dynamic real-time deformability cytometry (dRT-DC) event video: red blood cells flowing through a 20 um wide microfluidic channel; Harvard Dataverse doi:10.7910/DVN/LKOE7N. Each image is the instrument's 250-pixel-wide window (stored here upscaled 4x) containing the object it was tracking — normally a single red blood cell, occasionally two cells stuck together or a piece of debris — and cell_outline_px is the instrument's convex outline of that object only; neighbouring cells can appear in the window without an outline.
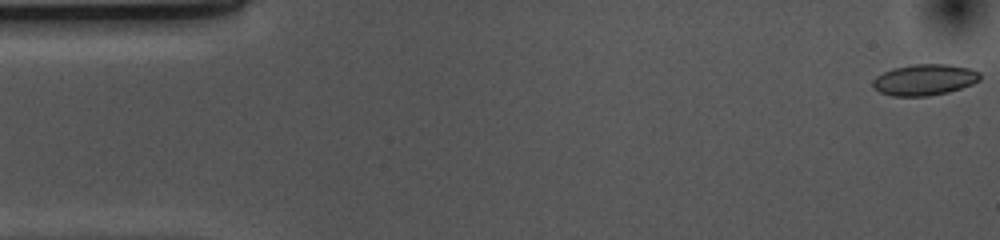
{"species": "common noctule bat (a hibernating species)", "species_latin": "Nyctalus noctula", "temperature_condition": "cold", "stored_images_in_passage": 53, "camera_frame_rate_fps": 3000, "um_per_image_px": 0.085, "animal": {"sex": "female", "body_mass_g": 10.0, "forearm_length_mm": 53.1}, "frame": {"image": 1, "passage_image": 1, "time_ms": 0.0, "image_size_px": [1000, 240], "cell_outline_px": [[980, 80], [972, 84], [948, 92], [928, 96], [892, 96], [880, 92], [872, 88], [872, 80], [876, 76], [892, 68], [916, 64], [948, 64], [968, 68], [980, 72]], "centroid_in_image_um": [78.55, 6.78], "position_along_channel_um": 6.4, "area_um2": 19.48}}
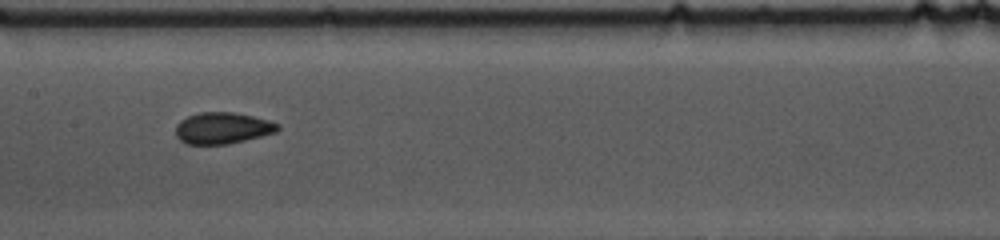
{"frame": {"image": 2, "passage_image": 25, "time_ms": 8.0, "image_size_px": [1000, 240], "cell_outline_px": [[280, 128], [276, 132], [228, 144], [188, 144], [180, 140], [176, 136], [176, 124], [180, 120], [188, 116], [200, 112], [232, 112], [252, 116], [268, 120], [280, 124]], "centroid_in_image_um": [18.9, 10.88], "position_along_channel_um": 188.5, "area_um2": 18.61}}
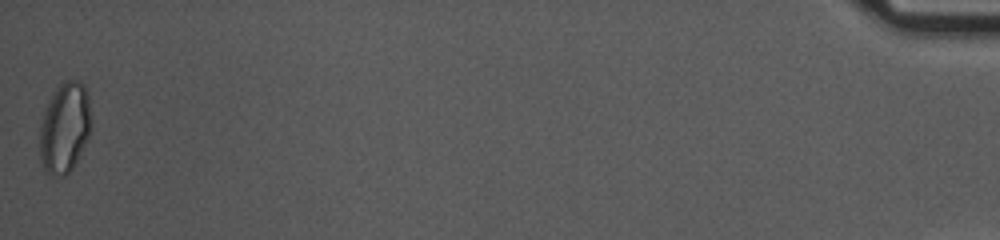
{"frame": {"image": 3, "passage_image": 53, "time_ms": 17.333, "image_size_px": [1000, 240], "cell_outline_px": [[92, 128], [72, 168], [64, 176], [52, 176], [44, 168], [40, 160], [40, 128], [44, 112], [52, 96], [60, 84], [64, 80], [80, 80], [84, 84], [88, 96], [92, 120]], "centroid_in_image_um": [5.52, 10.84], "position_along_channel_um": 429.7, "area_um2": 26.88}, "authors_computed_cell_mechanics": {"area_um2": 18.8428, "velocity_mm_per_s": 3.6901, "shape_relaxation_time_tau1_ms": 8.69, "shape_relaxation_time_tau2_ms": 2.2574, "deformation_change_tau1": 0.1276, "deformation_change_tau2": 0.0524}}